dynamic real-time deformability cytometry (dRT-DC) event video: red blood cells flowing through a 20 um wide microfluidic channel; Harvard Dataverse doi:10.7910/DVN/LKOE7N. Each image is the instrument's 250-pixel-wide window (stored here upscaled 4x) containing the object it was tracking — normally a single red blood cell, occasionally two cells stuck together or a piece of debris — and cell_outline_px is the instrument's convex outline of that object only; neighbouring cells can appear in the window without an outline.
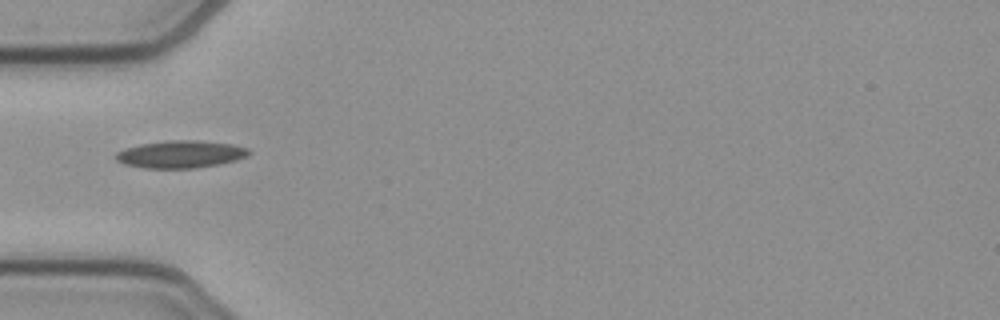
{"species": "common noctule bat (a hibernating species)", "species_latin": "Nyctalus noctula", "temperature_condition": "cold", "stored_images_in_passage": 34, "camera_frame_rate_fps": 3000, "um_per_image_px": 0.085, "animal": {"sex": "female", "body_mass_g": 21.9}, "frame": {"image": 1, "passage_image": 1, "time_ms": 0.0, "image_size_px": [1000, 320], "cell_outline_px": [[252, 152], [248, 156], [236, 160], [220, 164], [196, 168], [144, 168], [124, 164], [116, 160], [116, 152], [124, 148], [140, 144], [168, 140], [196, 140], [232, 144], [248, 148]], "centroid_in_image_um": [15.36, 13.11], "position_along_channel_um": 69.6, "area_um2": 21.39}, "authors_computed_cell_mechanics": {"area_um2": 17.7446, "velocity_mm_per_s": 3.8821, "shape_relaxation_time_tau1_ms": 3.4346, "shape_relaxation_time_tau2_ms": null, "deformation_change_tau1": 0.1302, "deformation_change_tau2": null}}